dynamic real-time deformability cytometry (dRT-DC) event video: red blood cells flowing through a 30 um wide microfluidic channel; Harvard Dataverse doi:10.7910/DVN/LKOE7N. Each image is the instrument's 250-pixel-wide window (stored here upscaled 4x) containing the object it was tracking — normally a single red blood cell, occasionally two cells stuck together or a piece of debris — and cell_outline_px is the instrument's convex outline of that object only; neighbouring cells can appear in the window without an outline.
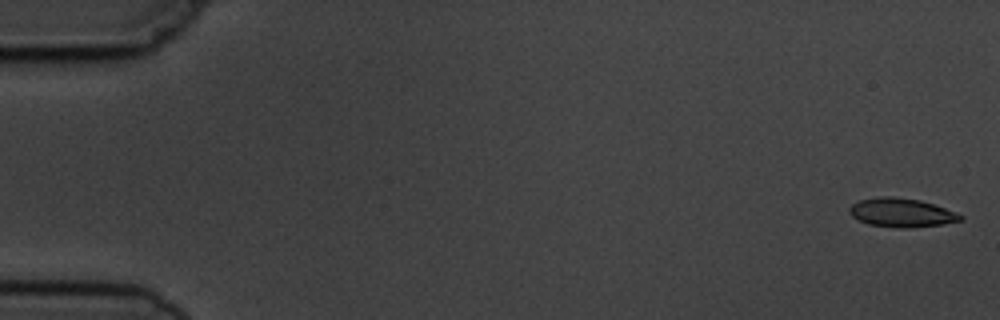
{"species": "common noctule bat (a hibernating species)", "species_latin": "Nyctalus noctula", "temperature_condition": "cold", "stored_images_in_passage": 6, "camera_frame_rate_fps": 3000, "um_per_image_px": 0.085, "animal": {"sex": "male", "body_mass_g": 19.5, "forearm_length_mm": 54.6}, "frame": {"image": 1, "passage_image": 1, "time_ms": 0.0, "image_size_px": [1000, 320], "cell_outline_px": [[964, 220], [944, 224], [908, 228], [900, 228], [868, 224], [852, 216], [848, 212], [848, 208], [852, 204], [860, 200], [880, 196], [892, 196], [920, 200], [956, 212], [964, 216]], "centroid_in_image_um": [76.63, 18.08], "position_along_channel_um": 8.4, "area_um2": 18.67}}